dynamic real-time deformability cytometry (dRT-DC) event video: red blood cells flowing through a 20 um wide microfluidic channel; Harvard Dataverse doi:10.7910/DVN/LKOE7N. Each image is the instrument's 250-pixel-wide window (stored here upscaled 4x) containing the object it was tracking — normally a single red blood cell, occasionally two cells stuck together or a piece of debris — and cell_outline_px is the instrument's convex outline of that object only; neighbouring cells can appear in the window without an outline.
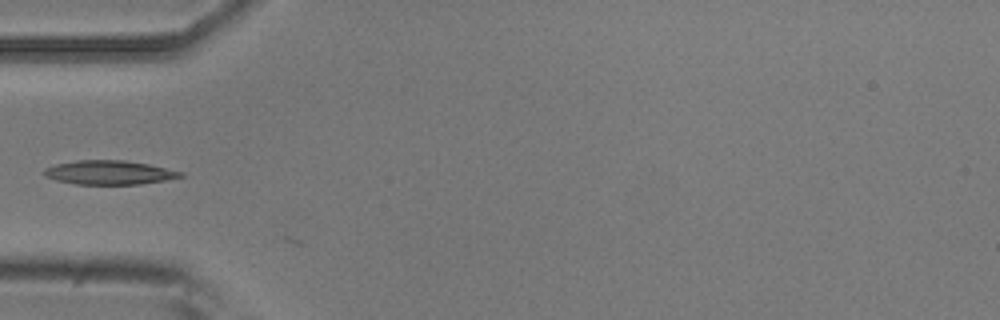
{"species": "common noctule bat (a hibernating species)", "species_latin": "Nyctalus noctula", "temperature_condition": "room temperature", "stored_images_in_passage": 5, "camera_frame_rate_fps": 3000, "um_per_image_px": 0.085, "animal": {"sex": "male", "body_mass_g": 20.5, "forearm_length_mm": 52.5}, "frame": {"image": 1, "passage_image": 5, "time_ms": 1.333, "image_size_px": [1000, 320], "cell_outline_px": [[184, 176], [164, 180], [140, 184], [76, 184], [56, 180], [44, 176], [44, 168], [56, 164], [76, 160], [124, 160], [148, 164], [184, 172]], "centroid_in_image_um": [9.27, 14.66], "position_along_channel_um": 75.7, "area_um2": 19.02}}